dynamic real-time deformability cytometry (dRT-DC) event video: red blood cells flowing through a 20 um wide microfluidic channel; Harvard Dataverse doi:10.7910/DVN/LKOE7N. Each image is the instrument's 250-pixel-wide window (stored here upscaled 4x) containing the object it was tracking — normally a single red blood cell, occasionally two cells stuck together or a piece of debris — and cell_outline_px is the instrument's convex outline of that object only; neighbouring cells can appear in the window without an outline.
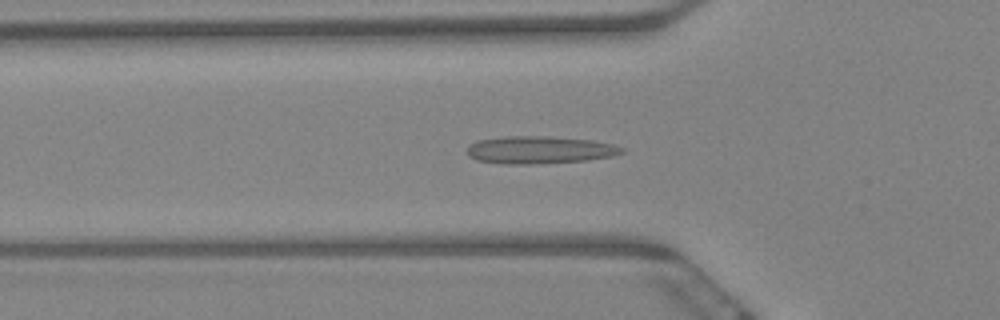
{"species": "Egyptian fruit bat (a non-hibernating species)", "species_latin": "Rousettus aegyptiacus", "temperature_condition": "warm", "stored_images_in_passage": 59, "camera_frame_rate_fps": 3000, "um_per_image_px": 0.085, "animal": {"sex": "female"}, "frame": {"image": 1, "passage_image": 20, "time_ms": 6.333, "image_size_px": [1000, 320], "cell_outline_px": [[624, 152], [612, 156], [588, 160], [536, 164], [504, 164], [476, 160], [468, 156], [468, 148], [476, 140], [504, 136], [552, 136], [592, 140], [612, 144], [624, 148]], "centroid_in_image_um": [45.86, 12.74], "position_along_channel_um": 79.9, "area_um2": 24.97}}
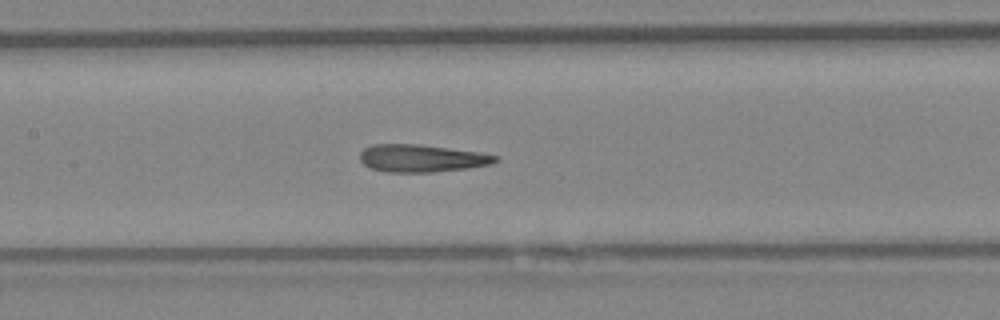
{"frame": {"image": 2, "passage_image": 28, "time_ms": 9.0, "image_size_px": [1000, 320], "cell_outline_px": [[500, 160], [492, 164], [468, 168], [432, 172], [388, 172], [372, 168], [364, 164], [360, 160], [360, 152], [364, 148], [372, 144], [416, 144], [480, 152], [500, 156]], "centroid_in_image_um": [35.87, 13.45], "position_along_channel_um": 171.5, "area_um2": 21.73}}
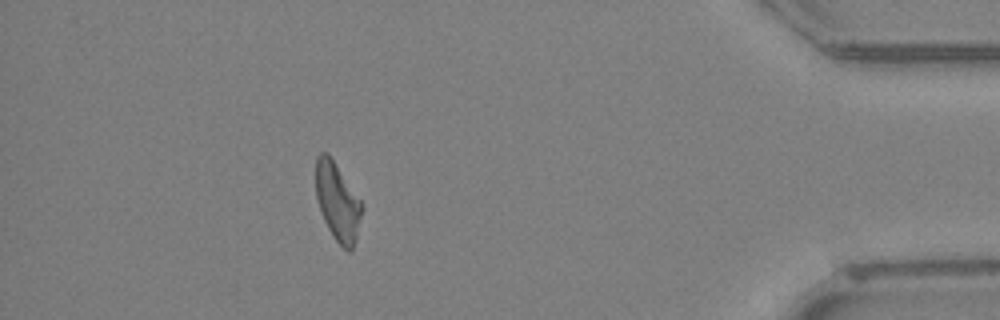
{"frame": {"image": 3, "passage_image": 53, "time_ms": 17.333, "image_size_px": [1000, 320], "cell_outline_px": [[364, 204], [356, 240], [352, 248], [348, 252], [332, 236], [324, 220], [316, 196], [316, 156], [320, 152], [328, 152]], "centroid_in_image_um": [28.7, 17.13], "position_along_channel_um": 406.5, "area_um2": 20.98}, "authors_computed_cell_mechanics": {"area_um2": 21.9062, "velocity_mm_per_s": 3.4312, "shape_relaxation_time_tau1_ms": null, "shape_relaxation_time_tau2_ms": 3.1768, "deformation_change_tau1": null, "deformation_change_tau2": 0.1208}}